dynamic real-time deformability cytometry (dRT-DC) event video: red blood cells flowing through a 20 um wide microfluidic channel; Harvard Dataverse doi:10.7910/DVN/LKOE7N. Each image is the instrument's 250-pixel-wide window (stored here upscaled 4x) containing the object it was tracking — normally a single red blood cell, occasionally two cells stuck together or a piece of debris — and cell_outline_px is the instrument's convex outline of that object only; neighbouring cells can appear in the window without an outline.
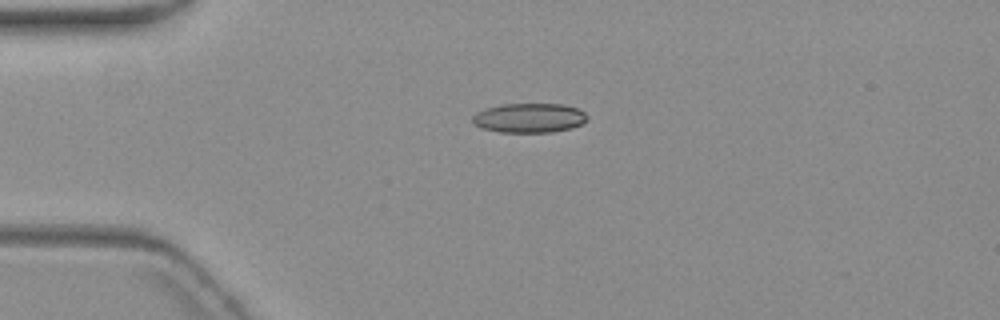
{"species": "common noctule bat (a hibernating species)", "species_latin": "Nyctalus noctula", "temperature_condition": "warm", "stored_images_in_passage": 5, "camera_frame_rate_fps": 3000, "um_per_image_px": 0.085, "animal": {"sex": "female", "body_mass_g": 19.3, "forearm_length_mm": 54.1}, "frame": {"image": 1, "passage_image": 3, "time_ms": 3.333, "image_size_px": [1000, 320], "cell_outline_px": [[588, 120], [572, 128], [552, 132], [500, 132], [480, 128], [472, 120], [472, 116], [476, 112], [488, 108], [504, 104], [560, 104], [576, 108], [584, 112], [588, 116]], "centroid_in_image_um": [44.99, 10.03], "position_along_channel_um": 40.0, "area_um2": 19.59}}
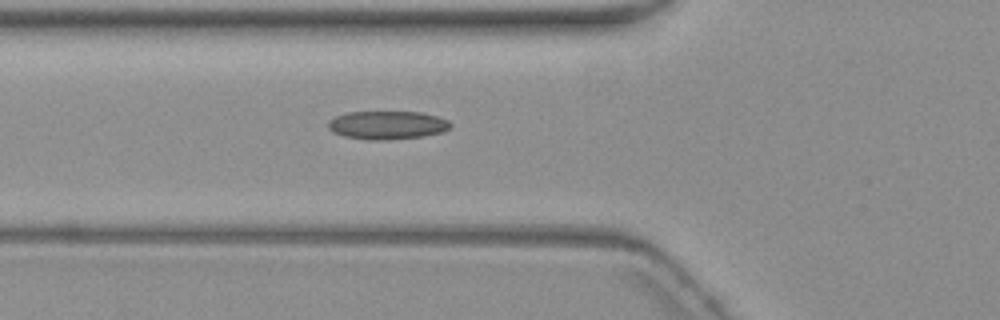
{"frame": {"image": 2, "passage_image": 5, "time_ms": 5.667, "image_size_px": [1000, 320], "cell_outline_px": [[452, 124], [444, 132], [420, 136], [388, 140], [368, 140], [344, 136], [332, 132], [328, 128], [328, 120], [336, 116], [348, 112], [420, 112], [436, 116], [448, 120]], "centroid_in_image_um": [32.89, 10.63], "position_along_channel_um": 92.9, "area_um2": 20.17}}